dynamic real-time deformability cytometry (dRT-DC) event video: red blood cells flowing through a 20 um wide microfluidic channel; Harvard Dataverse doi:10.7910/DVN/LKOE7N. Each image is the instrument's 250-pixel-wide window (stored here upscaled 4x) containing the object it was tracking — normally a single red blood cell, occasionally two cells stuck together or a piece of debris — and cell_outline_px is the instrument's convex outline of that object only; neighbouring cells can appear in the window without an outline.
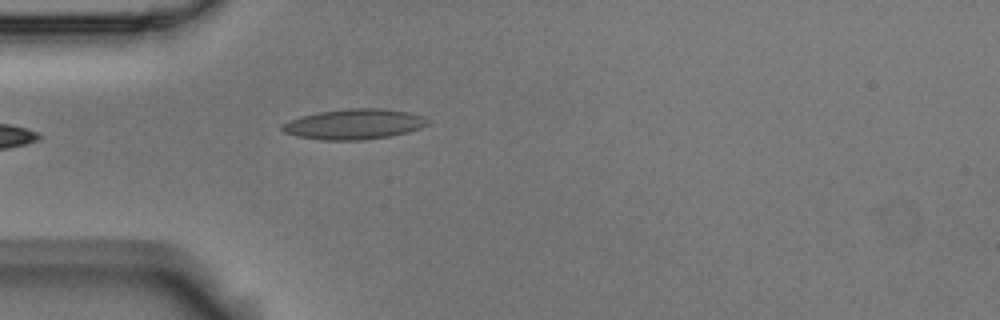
{"species": "Egyptian fruit bat (a non-hibernating species)", "species_latin": "Rousettus aegyptiacus", "temperature_condition": "room temperature", "stored_images_in_passage": 4, "camera_frame_rate_fps": 3000, "um_per_image_px": 0.085, "animal": {"sex": "male"}, "frame": {"image": 1, "passage_image": 4, "time_ms": 1.0, "image_size_px": [1000, 320], "cell_outline_px": [[432, 124], [420, 128], [388, 136], [364, 140], [324, 140], [296, 136], [284, 132], [280, 128], [284, 124], [300, 116], [320, 112], [352, 108], [380, 108], [408, 112], [424, 116], [432, 120]], "centroid_in_image_um": [30.16, 10.55], "position_along_channel_um": 54.8, "area_um2": 25.61}}